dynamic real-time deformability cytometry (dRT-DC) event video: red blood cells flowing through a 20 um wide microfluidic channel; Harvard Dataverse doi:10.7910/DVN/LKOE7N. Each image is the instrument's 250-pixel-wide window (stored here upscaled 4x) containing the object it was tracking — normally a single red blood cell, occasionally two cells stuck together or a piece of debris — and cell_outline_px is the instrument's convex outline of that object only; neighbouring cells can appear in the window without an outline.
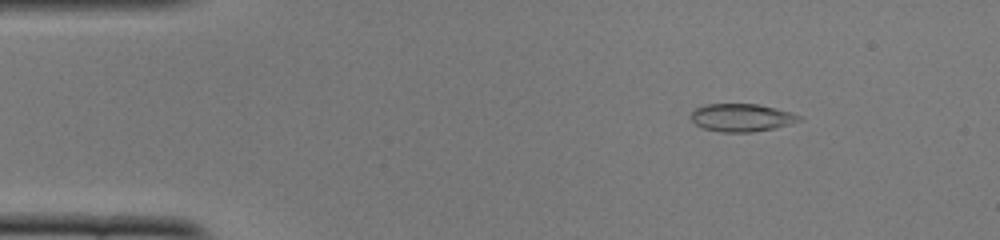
{"species": "common noctule bat (a hibernating species)", "species_latin": "Nyctalus noctula", "temperature_condition": "cold", "stored_images_in_passage": 51, "camera_frame_rate_fps": 3000, "um_per_image_px": 0.085, "animal": {"sex": "female", "body_mass_g": 22.0, "forearm_length_mm": 56.7}, "frame": {"image": 1, "passage_image": 7, "time_ms": 2.0, "image_size_px": [1000, 240], "cell_outline_px": [[800, 120], [788, 124], [772, 128], [752, 132], [720, 132], [704, 128], [696, 124], [688, 116], [696, 108], [704, 104], [760, 104], [792, 112], [800, 116]], "centroid_in_image_um": [62.99, 9.98], "position_along_channel_um": 22.0, "area_um2": 17.46}}
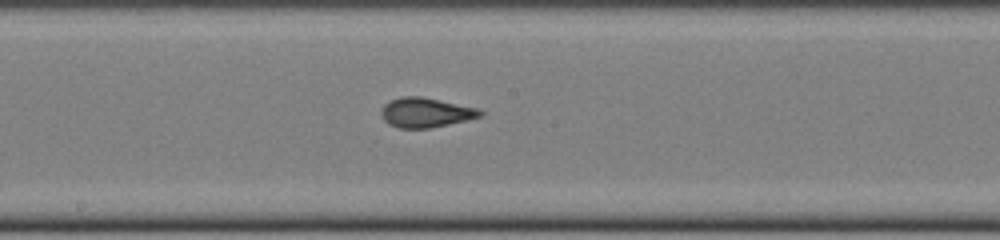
{"frame": {"image": 2, "passage_image": 27, "time_ms": 8.667, "image_size_px": [1000, 240], "cell_outline_px": [[484, 116], [468, 120], [428, 128], [396, 128], [388, 124], [384, 120], [380, 112], [380, 108], [388, 100], [404, 96], [420, 96], [480, 108], [484, 112]], "centroid_in_image_um": [36.19, 9.56], "position_along_channel_um": 212.0, "area_um2": 17.4}}
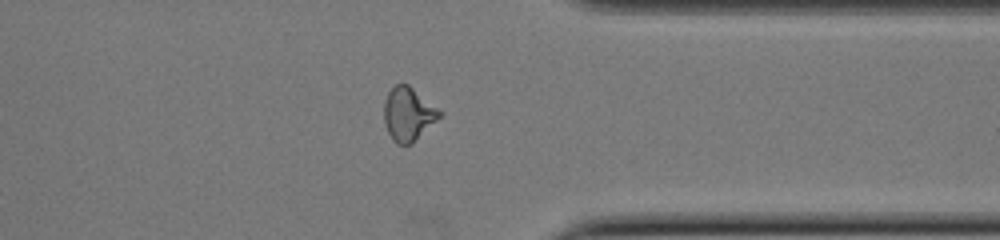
{"frame": {"image": 3, "passage_image": 40, "time_ms": 13.0, "image_size_px": [1000, 240], "cell_outline_px": [[444, 116], [412, 144], [396, 144], [392, 140], [388, 132], [384, 120], [384, 100], [388, 92], [396, 84], [408, 84], [444, 112]], "centroid_in_image_um": [34.75, 9.71], "position_along_channel_um": 376.6, "area_um2": 17.74}, "authors_computed_cell_mechanics": {"area_um2": 17.2822, "velocity_mm_per_s": 3.9341, "shape_relaxation_time_tau1_ms": null, "shape_relaxation_time_tau2_ms": 0.944, "deformation_change_tau1": null, "deformation_change_tau2": 0.0501}}